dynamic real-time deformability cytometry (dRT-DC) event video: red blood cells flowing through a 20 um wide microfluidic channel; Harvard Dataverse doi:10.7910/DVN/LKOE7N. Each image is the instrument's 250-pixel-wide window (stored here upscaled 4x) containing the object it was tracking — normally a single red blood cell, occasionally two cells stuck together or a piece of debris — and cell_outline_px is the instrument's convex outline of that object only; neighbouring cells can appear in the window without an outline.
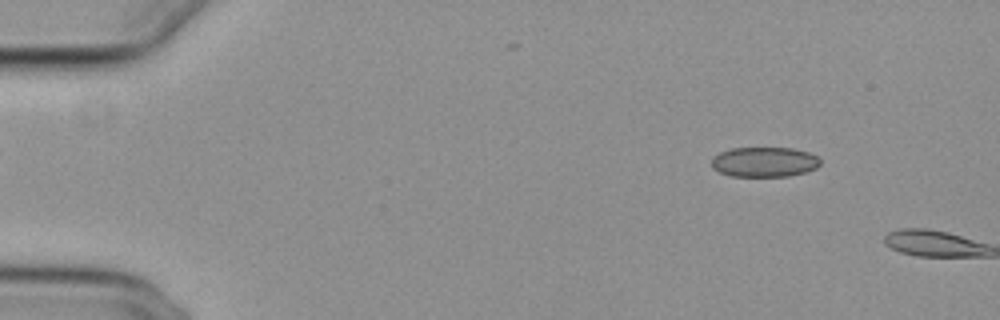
{"species": "common noctule bat (a hibernating species)", "species_latin": "Nyctalus noctula", "temperature_condition": "cold", "stored_images_in_passage": 7, "camera_frame_rate_fps": 3000, "um_per_image_px": 0.085, "animal": {"sex": "female", "body_mass_g": 29.2, "forearm_length_mm": 56.3}, "frame": {"image": 1, "passage_image": 6, "time_ms": 1.667, "image_size_px": [1000, 320], "cell_outline_px": [[820, 164], [816, 168], [804, 172], [788, 176], [732, 176], [720, 172], [712, 168], [712, 156], [728, 148], [792, 148], [808, 152], [816, 156], [820, 160]], "centroid_in_image_um": [64.94, 13.76], "position_along_channel_um": 20.1, "area_um2": 18.96}}